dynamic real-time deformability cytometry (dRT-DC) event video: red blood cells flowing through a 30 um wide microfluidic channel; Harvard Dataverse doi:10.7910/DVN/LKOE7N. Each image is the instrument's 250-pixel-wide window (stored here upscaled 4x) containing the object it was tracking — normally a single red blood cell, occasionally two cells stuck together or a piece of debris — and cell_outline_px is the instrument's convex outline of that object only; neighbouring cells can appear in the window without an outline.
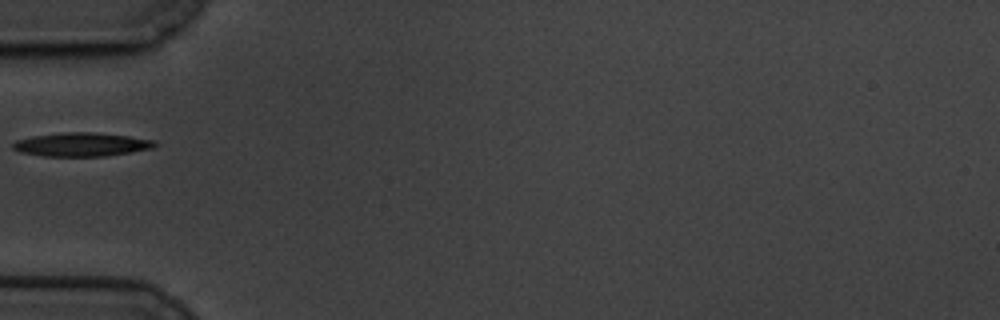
{"species": "common noctule bat (a hibernating species)", "species_latin": "Nyctalus noctula", "temperature_condition": "cold", "stored_images_in_passage": 38, "camera_frame_rate_fps": 3000, "um_per_image_px": 0.085, "animal": {"sex": "male", "body_mass_g": 19.5, "forearm_length_mm": 54.6}, "frame": {"image": 1, "passage_image": 1, "time_ms": 0.0, "image_size_px": [1000, 320], "cell_outline_px": [[160, 144], [152, 148], [132, 152], [104, 156], [44, 156], [20, 152], [12, 148], [12, 144], [16, 140], [32, 136], [64, 132], [92, 132], [128, 136], [156, 140]], "centroid_in_image_um": [6.95, 12.28], "position_along_channel_um": 78.0, "area_um2": 19.65}}
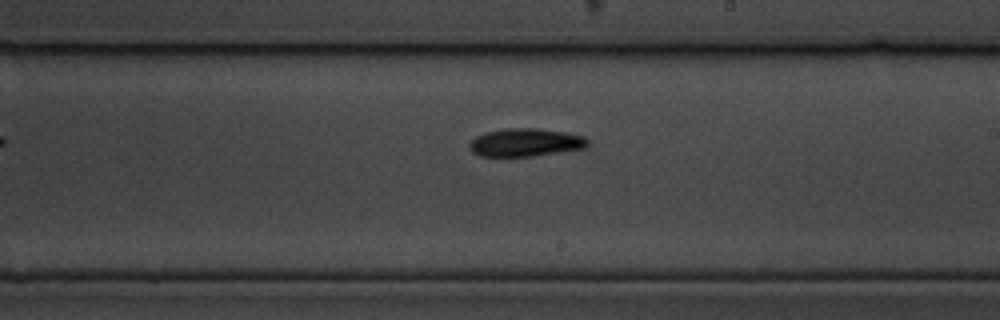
{"frame": {"image": 2, "passage_image": 16, "time_ms": 5.0, "image_size_px": [1000, 320], "cell_outline_px": [[588, 144], [584, 148], [532, 156], [480, 156], [472, 152], [468, 148], [468, 144], [476, 136], [484, 132], [504, 128], [536, 128], [564, 132], [584, 136], [588, 140]], "centroid_in_image_um": [44.61, 12.1], "position_along_channel_um": 244.4, "area_um2": 19.31}}
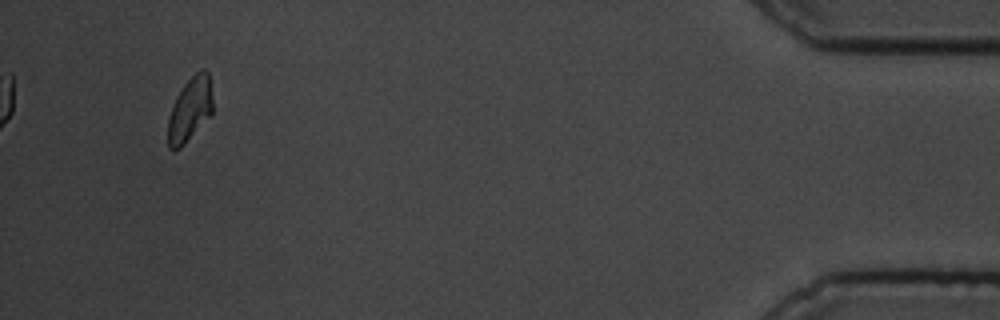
{"frame": {"image": 3, "passage_image": 38, "time_ms": 12.333, "image_size_px": [1000, 320], "cell_outline_px": [[212, 112], [184, 144], [180, 148], [168, 148], [168, 120], [176, 96], [184, 84], [200, 68], [204, 68], [208, 72], [212, 96]], "centroid_in_image_um": [16.14, 9.26], "position_along_channel_um": 419.1, "area_um2": 16.3}}